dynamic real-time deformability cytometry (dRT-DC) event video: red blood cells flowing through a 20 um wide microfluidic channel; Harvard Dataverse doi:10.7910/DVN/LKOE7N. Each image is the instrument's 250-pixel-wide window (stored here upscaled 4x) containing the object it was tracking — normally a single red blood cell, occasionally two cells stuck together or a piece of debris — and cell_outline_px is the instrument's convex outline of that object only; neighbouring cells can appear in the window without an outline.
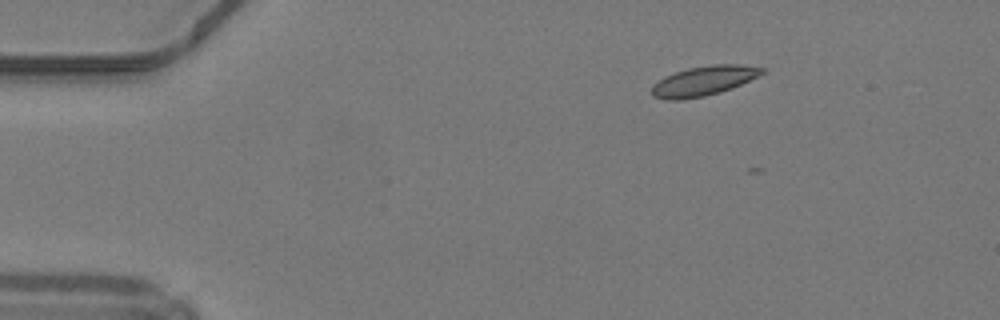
{"species": "common noctule bat (a hibernating species)", "species_latin": "Nyctalus noctula", "temperature_condition": "warm", "stored_images_in_passage": 44, "camera_frame_rate_fps": 3000, "um_per_image_px": 0.085, "animal": {"sex": "male", "body_mass_g": 19.2, "forearm_length_mm": 51.8}, "frame": {"image": 1, "passage_image": 1, "time_ms": 0.0, "image_size_px": [1000, 320], "cell_outline_px": [[768, 68], [764, 72], [732, 88], [720, 92], [704, 96], [680, 100], [668, 100], [652, 96], [652, 84], [664, 76], [688, 68], [712, 64], [740, 64]], "centroid_in_image_um": [59.79, 6.87], "position_along_channel_um": 25.2, "area_um2": 19.02}}
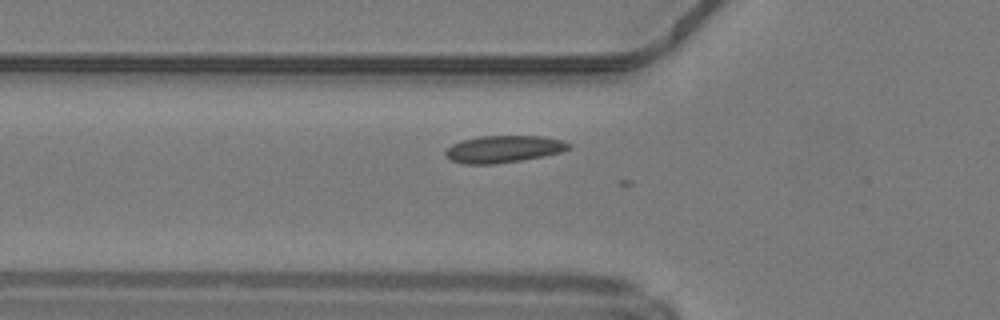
{"frame": {"image": 2, "passage_image": 11, "time_ms": 3.333, "image_size_px": [1000, 320], "cell_outline_px": [[572, 148], [560, 152], [544, 156], [496, 164], [464, 164], [448, 160], [444, 156], [444, 152], [452, 144], [460, 140], [480, 136], [544, 136], [564, 140], [572, 144]], "centroid_in_image_um": [42.79, 12.67], "position_along_channel_um": 83.0, "area_um2": 19.77}}
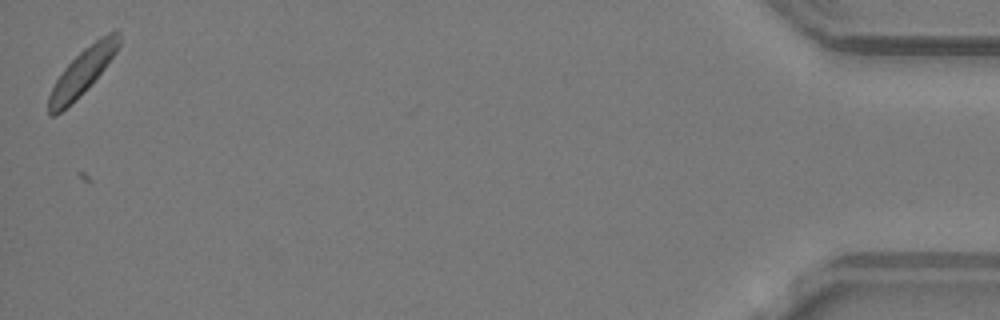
{"frame": {"image": 3, "passage_image": 43, "time_ms": 14.0, "image_size_px": [1000, 320], "cell_outline_px": [[120, 44], [116, 52], [104, 68], [56, 116], [48, 116], [48, 96], [56, 80], [64, 68], [84, 48], [100, 36], [108, 32], [120, 32]], "centroid_in_image_um": [6.99, 6.05], "position_along_channel_um": 428.2, "area_um2": 17.86}}